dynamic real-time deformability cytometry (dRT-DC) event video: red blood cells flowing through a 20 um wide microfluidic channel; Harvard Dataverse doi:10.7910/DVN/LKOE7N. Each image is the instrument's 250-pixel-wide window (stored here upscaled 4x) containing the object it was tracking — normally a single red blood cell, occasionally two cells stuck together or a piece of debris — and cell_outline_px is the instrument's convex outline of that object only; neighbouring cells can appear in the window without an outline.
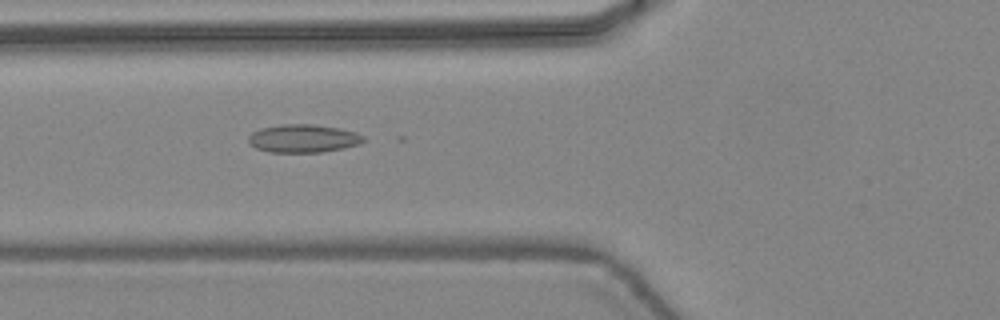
{"species": "common noctule bat (a hibernating species)", "species_latin": "Nyctalus noctula", "temperature_condition": "warm", "stored_images_in_passage": 47, "camera_frame_rate_fps": 3000, "um_per_image_px": 0.085, "animal": {"sex": "female", "body_mass_g": 24.6, "forearm_length_mm": 56.2}, "frame": {"image": 1, "passage_image": 19, "time_ms": 6.0, "image_size_px": [1000, 320], "cell_outline_px": [[364, 140], [360, 144], [344, 148], [320, 152], [268, 152], [256, 148], [248, 140], [248, 136], [252, 132], [260, 128], [284, 124], [316, 124], [340, 128], [356, 132], [364, 136]], "centroid_in_image_um": [25.79, 11.76], "position_along_channel_um": 100.0, "area_um2": 18.9}}
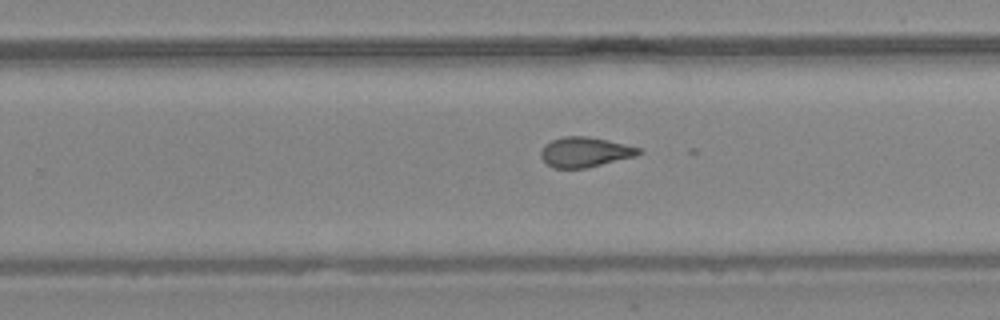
{"frame": {"image": 2, "passage_image": 31, "time_ms": 10.0, "image_size_px": [1000, 320], "cell_outline_px": [[644, 152], [636, 156], [588, 168], [552, 168], [540, 156], [540, 152], [544, 144], [552, 140], [564, 136], [588, 136], [608, 140], [640, 148]], "centroid_in_image_um": [49.73, 12.93], "position_along_channel_um": 280.1, "area_um2": 17.22}}
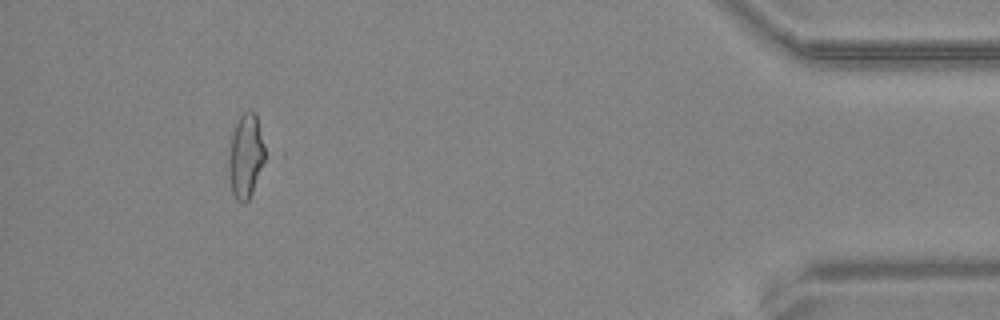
{"frame": {"image": 3, "passage_image": 44, "time_ms": 14.333, "image_size_px": [1000, 320], "cell_outline_px": [[272, 156], [248, 200], [244, 204], [236, 200], [232, 192], [228, 172], [228, 160], [232, 132], [236, 120], [248, 108], [252, 108], [256, 112], [272, 152]], "centroid_in_image_um": [21.03, 13.19], "position_along_channel_um": 414.2, "area_um2": 20.0}}